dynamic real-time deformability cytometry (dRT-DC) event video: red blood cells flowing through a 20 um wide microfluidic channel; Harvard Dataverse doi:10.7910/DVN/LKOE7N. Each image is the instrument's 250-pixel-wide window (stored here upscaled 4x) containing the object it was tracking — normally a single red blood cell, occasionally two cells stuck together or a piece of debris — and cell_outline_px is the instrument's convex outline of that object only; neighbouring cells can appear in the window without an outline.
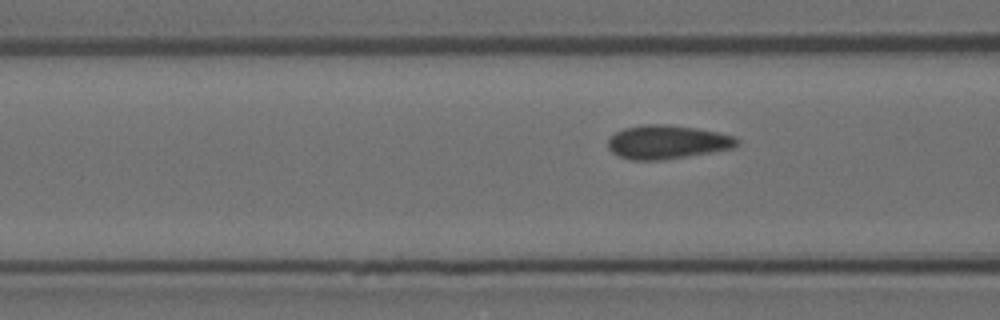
{"species": "Egyptian fruit bat (a non-hibernating species)", "species_latin": "Rousettus aegyptiacus", "temperature_condition": "room temperature", "stored_images_in_passage": 15, "camera_frame_rate_fps": 3000, "um_per_image_px": 0.085, "animal": {"sex": "female"}, "frame": {"image": 1, "passage_image": 6, "time_ms": 1.667, "image_size_px": [1000, 320], "cell_outline_px": [[740, 144], [732, 148], [664, 160], [632, 160], [620, 156], [612, 152], [608, 148], [608, 136], [624, 128], [644, 124], [664, 124], [696, 128], [716, 132], [732, 136], [740, 140]], "centroid_in_image_um": [56.68, 12.07], "position_along_channel_um": 109.9, "area_um2": 25.26}}
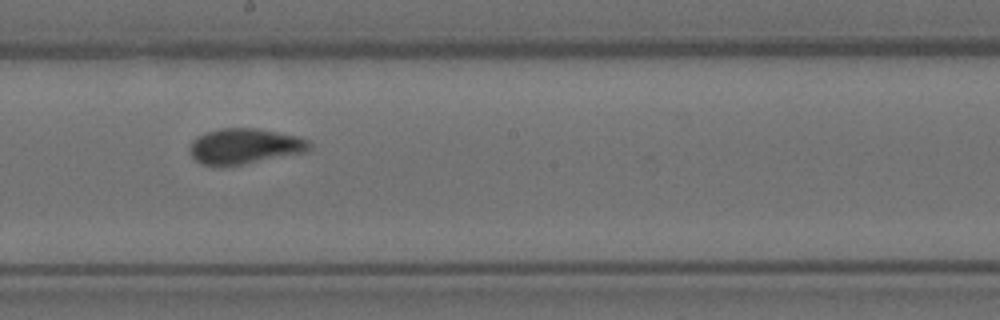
{"frame": {"image": 2, "passage_image": 9, "time_ms": 2.667, "image_size_px": [1000, 320], "cell_outline_px": [[312, 148], [308, 152], [244, 164], [220, 168], [212, 168], [200, 164], [192, 156], [188, 148], [192, 140], [196, 136], [204, 132], [220, 128], [256, 128], [296, 136], [308, 140], [312, 144]], "centroid_in_image_um": [20.74, 12.46], "position_along_channel_um": 227.5, "area_um2": 25.49}}
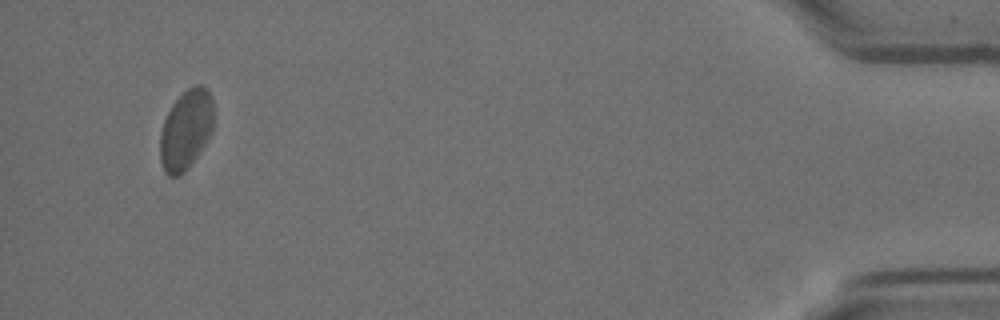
{"frame": {"image": 3, "passage_image": 15, "time_ms": 4.667, "image_size_px": [1000, 320], "cell_outline_px": [[212, 132], [188, 168], [184, 172], [176, 176], [168, 176], [164, 172], [160, 160], [160, 132], [164, 120], [172, 104], [188, 88], [196, 84], [200, 84], [208, 88], [212, 96]], "centroid_in_image_um": [15.79, 11.01], "position_along_channel_um": 419.4, "area_um2": 24.74}}